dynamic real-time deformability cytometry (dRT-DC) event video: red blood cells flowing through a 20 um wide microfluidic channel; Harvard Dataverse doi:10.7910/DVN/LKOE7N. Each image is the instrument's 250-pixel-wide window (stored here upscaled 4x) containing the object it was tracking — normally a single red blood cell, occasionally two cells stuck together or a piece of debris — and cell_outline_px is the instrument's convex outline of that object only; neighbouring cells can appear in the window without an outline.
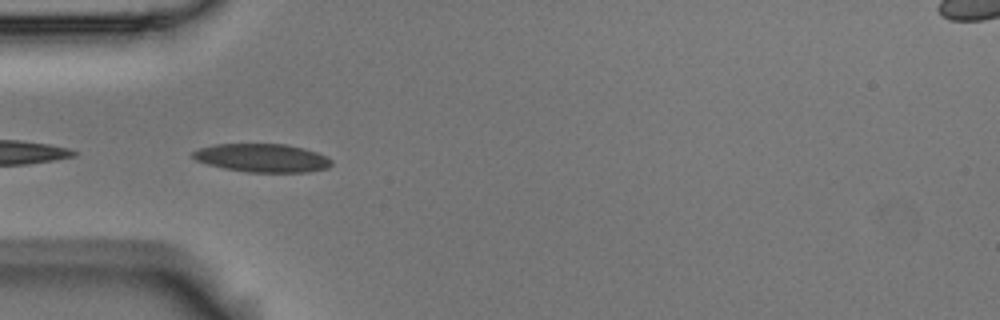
{"species": "Egyptian fruit bat (a non-hibernating species)", "species_latin": "Rousettus aegyptiacus", "temperature_condition": "room temperature", "stored_images_in_passage": 4, "camera_frame_rate_fps": 3000, "um_per_image_px": 0.085, "animal": {"sex": "male"}, "frame": {"image": 1, "passage_image": 3, "time_ms": 0.667, "image_size_px": [1000, 320], "cell_outline_px": [[332, 164], [328, 168], [308, 172], [248, 172], [224, 168], [208, 164], [196, 160], [192, 156], [192, 152], [200, 148], [216, 144], [288, 144], [304, 148], [328, 156], [332, 160]], "centroid_in_image_um": [22.33, 13.42], "position_along_channel_um": 62.7, "area_um2": 22.95}}
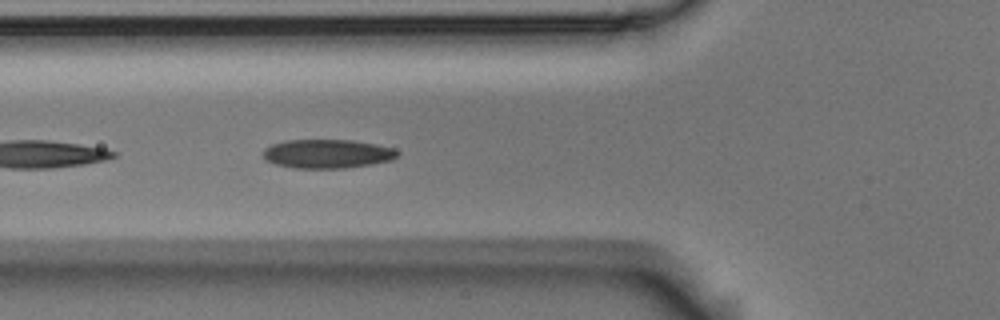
{"frame": {"image": 2, "passage_image": 4, "time_ms": 1.0, "image_size_px": [1000, 320], "cell_outline_px": [[400, 152], [392, 160], [372, 164], [344, 168], [296, 168], [276, 164], [268, 160], [264, 156], [264, 148], [272, 144], [288, 140], [352, 140], [376, 144], [392, 148]], "centroid_in_image_um": [27.85, 13.07], "position_along_channel_um": 98.0, "area_um2": 22.43}}